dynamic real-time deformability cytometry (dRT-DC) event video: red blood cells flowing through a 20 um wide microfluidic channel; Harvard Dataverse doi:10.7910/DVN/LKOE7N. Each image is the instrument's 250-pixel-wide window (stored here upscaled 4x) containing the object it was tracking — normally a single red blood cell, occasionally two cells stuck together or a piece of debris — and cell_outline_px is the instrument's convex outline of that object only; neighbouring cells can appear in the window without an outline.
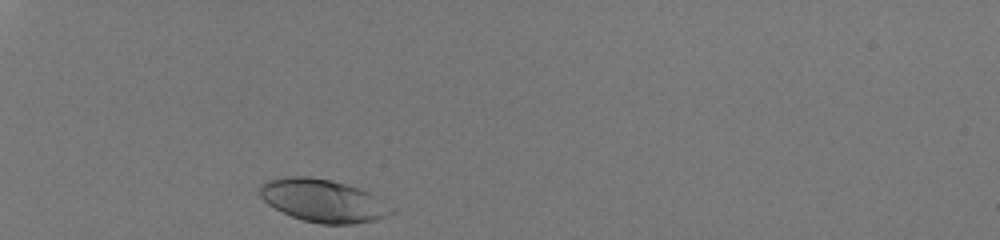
{"species": "human", "species_latin": "Homo sapiens", "temperature_condition": "room temperature", "stored_images_in_passage": 29, "camera_frame_rate_fps": 3000, "um_per_image_px": 0.085, "donor": {"sex": "male"}, "frame": {"image": 1, "passage_image": 1, "time_ms": 0.0, "image_size_px": [1000, 240], "cell_outline_px": [[396, 212], [376, 220], [352, 224], [320, 224], [304, 220], [292, 216], [268, 204], [260, 196], [260, 184], [268, 180], [288, 176], [308, 176], [332, 180], [360, 188], [368, 192], [396, 208]], "centroid_in_image_um": [27.5, 17.05], "position_along_channel_um": 57.5, "area_um2": 32.83}}
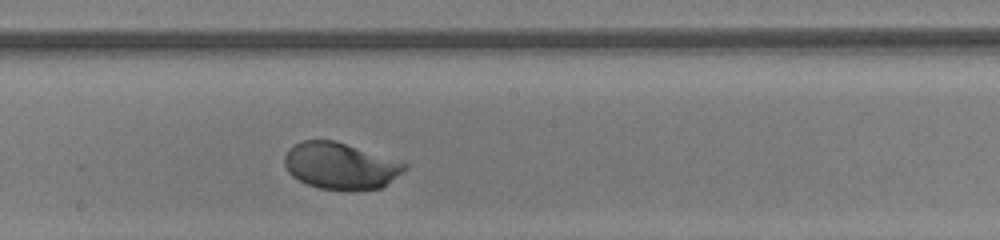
{"frame": {"image": 2, "passage_image": 16, "time_ms": 5.0, "image_size_px": [1000, 240], "cell_outline_px": [[408, 168], [380, 188], [356, 192], [348, 192], [320, 188], [308, 184], [292, 176], [288, 172], [284, 164], [284, 156], [288, 148], [300, 140], [336, 140], [408, 164]], "centroid_in_image_um": [28.91, 14.11], "position_along_channel_um": 219.3, "area_um2": 32.95}}
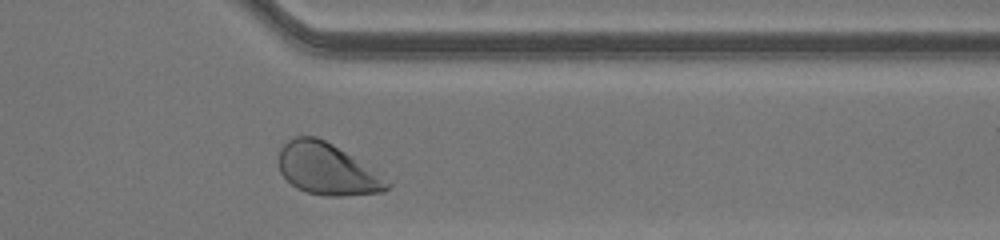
{"frame": {"image": 3, "passage_image": 28, "time_ms": 9.0, "image_size_px": [1000, 240], "cell_outline_px": [[392, 184], [384, 192], [344, 196], [328, 196], [308, 192], [296, 188], [280, 172], [280, 148], [288, 140], [296, 136], [316, 136], [332, 144], [352, 156]], "centroid_in_image_um": [27.79, 14.38], "position_along_channel_um": 383.6, "area_um2": 31.96}, "authors_computed_cell_mechanics": {"area_um2": 32.4836, "velocity_mm_per_s": 4.0781, "shape_relaxation_time_tau1_ms": 1.7415, "shape_relaxation_time_tau2_ms": null, "deformation_change_tau1": 0.1505, "deformation_change_tau2": null}}